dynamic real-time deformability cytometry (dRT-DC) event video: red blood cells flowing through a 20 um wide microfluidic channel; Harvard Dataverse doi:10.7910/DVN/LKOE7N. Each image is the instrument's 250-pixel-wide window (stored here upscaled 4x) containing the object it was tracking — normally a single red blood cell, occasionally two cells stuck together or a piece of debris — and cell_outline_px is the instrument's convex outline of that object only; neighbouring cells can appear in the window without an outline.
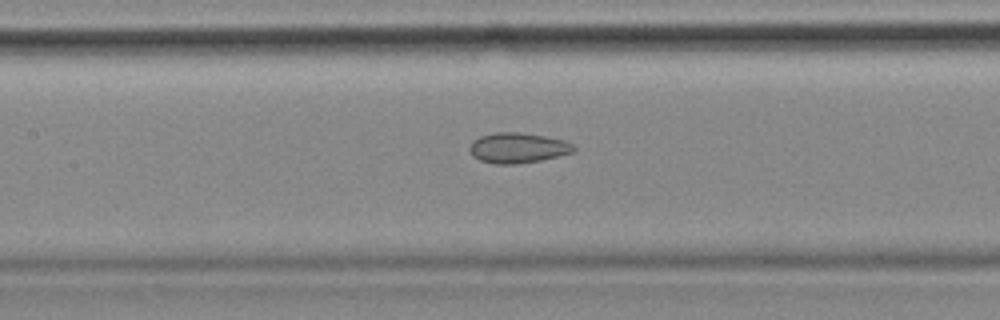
{"species": "common noctule bat (a hibernating species)", "species_latin": "Nyctalus noctula", "temperature_condition": "cold", "stored_images_in_passage": 39, "camera_frame_rate_fps": 3000, "um_per_image_px": 0.085, "animal": {"sex": "female", "body_mass_g": 18.4}, "frame": {"image": 1, "passage_image": 12, "time_ms": 3.667, "image_size_px": [1000, 320], "cell_outline_px": [[576, 152], [540, 160], [516, 164], [492, 164], [480, 160], [472, 156], [468, 148], [480, 136], [496, 132], [520, 132], [544, 136], [564, 140], [572, 144], [576, 148]], "centroid_in_image_um": [44.03, 12.57], "position_along_channel_um": 163.4, "area_um2": 18.38}}
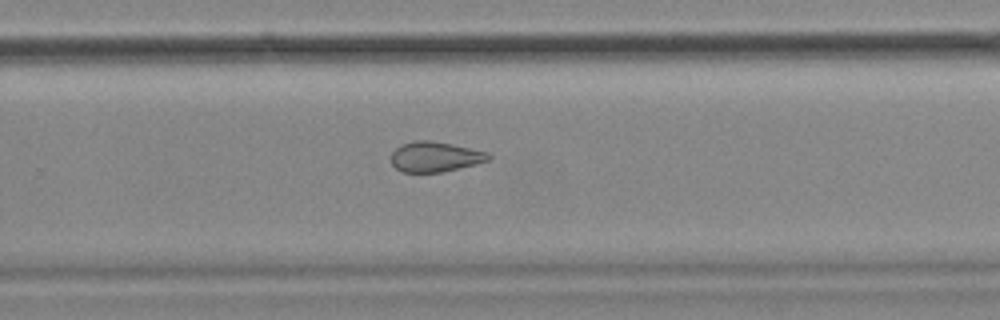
{"frame": {"image": 2, "passage_image": 23, "time_ms": 7.333, "image_size_px": [1000, 320], "cell_outline_px": [[492, 156], [488, 160], [476, 164], [440, 172], [404, 172], [396, 168], [392, 164], [392, 152], [400, 144], [416, 140], [428, 140], [452, 144], [488, 152]], "centroid_in_image_um": [36.98, 13.31], "position_along_channel_um": 292.8, "area_um2": 16.99}, "authors_computed_cell_mechanics": {"area_um2": 18.2648, "velocity_mm_per_s": 3.5541, "shape_relaxation_time_tau1_ms": null, "shape_relaxation_time_tau2_ms": 2.482, "deformation_change_tau1": null, "deformation_change_tau2": 0.0937}}